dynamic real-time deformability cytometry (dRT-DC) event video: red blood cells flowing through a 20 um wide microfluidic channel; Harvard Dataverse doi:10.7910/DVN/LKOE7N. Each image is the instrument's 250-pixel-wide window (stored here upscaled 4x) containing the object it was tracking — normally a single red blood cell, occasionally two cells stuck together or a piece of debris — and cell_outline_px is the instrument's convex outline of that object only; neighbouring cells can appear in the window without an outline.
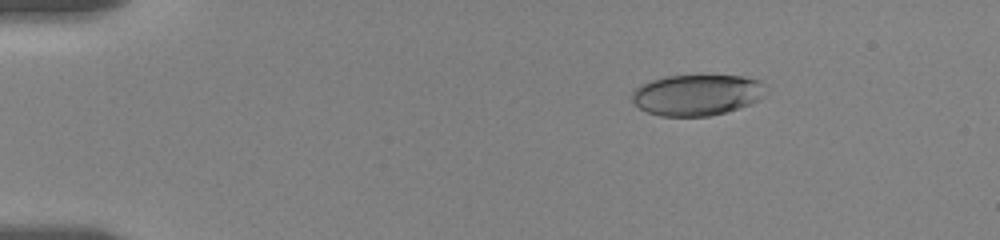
{"species": "human", "species_latin": "Homo sapiens", "temperature_condition": "room temperature", "stored_images_in_passage": 15, "camera_frame_rate_fps": 3000, "um_per_image_px": 0.085, "donor": {"sex": "female"}, "frame": {"image": 1, "passage_image": 5, "time_ms": 2.333, "image_size_px": [1000, 240], "cell_outline_px": [[764, 84], [756, 100], [752, 104], [740, 108], [708, 116], [660, 116], [648, 112], [640, 108], [632, 100], [632, 92], [640, 84], [664, 76], [744, 76], [760, 80]], "centroid_in_image_um": [59.18, 8.07], "position_along_channel_um": 25.8, "area_um2": 31.56}}
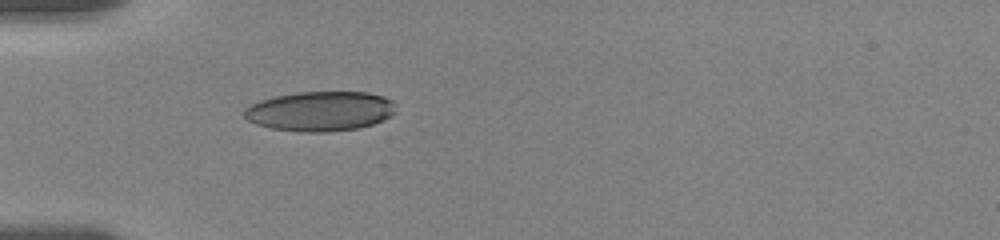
{"frame": {"image": 2, "passage_image": 12, "time_ms": 5.333, "image_size_px": [1000, 240], "cell_outline_px": [[396, 112], [392, 116], [384, 120], [372, 124], [356, 128], [328, 132], [304, 132], [272, 128], [256, 124], [248, 120], [244, 116], [244, 108], [260, 100], [276, 96], [296, 92], [368, 92], [384, 96], [392, 100]], "centroid_in_image_um": [27.24, 9.44], "position_along_channel_um": 57.8, "area_um2": 35.14}}
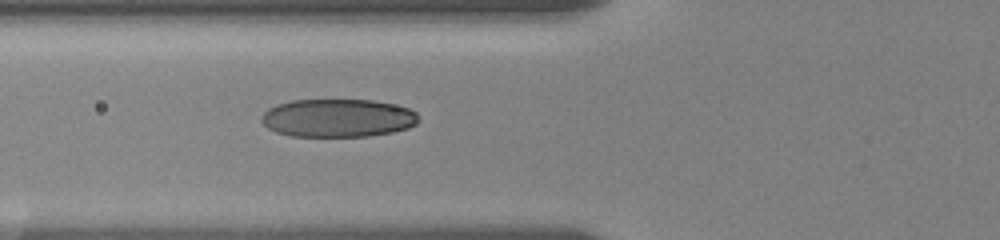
{"frame": {"image": 3, "passage_image": 15, "time_ms": 6.667, "image_size_px": [1000, 240], "cell_outline_px": [[420, 120], [416, 124], [408, 128], [392, 132], [368, 136], [292, 136], [276, 132], [268, 128], [260, 120], [260, 116], [268, 108], [276, 104], [292, 100], [372, 100], [392, 104], [408, 108], [416, 112]], "centroid_in_image_um": [28.7, 10.03], "position_along_channel_um": 97.1, "area_um2": 35.03}}